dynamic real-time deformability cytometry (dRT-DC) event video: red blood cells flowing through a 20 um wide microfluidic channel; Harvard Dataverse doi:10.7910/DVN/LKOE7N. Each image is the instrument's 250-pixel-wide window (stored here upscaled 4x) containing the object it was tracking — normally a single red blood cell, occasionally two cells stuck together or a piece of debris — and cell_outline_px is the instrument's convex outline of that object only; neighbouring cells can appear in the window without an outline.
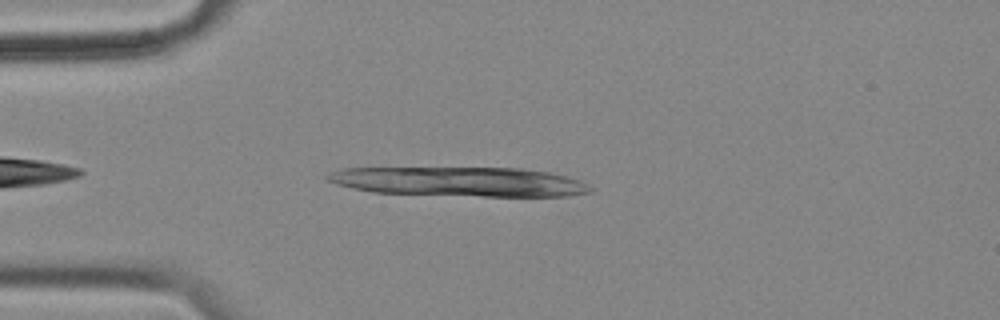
{"species": "common noctule bat (a hibernating species)", "species_latin": "Nyctalus noctula", "temperature_condition": "cold", "stored_images_in_passage": 6, "camera_frame_rate_fps": 3000, "um_per_image_px": 0.085, "animal": {"sex": "female", "body_mass_g": 18.4}, "frame": {"image": 1, "passage_image": 4, "time_ms": 1.0, "image_size_px": [1000, 320], "cell_outline_px": [[592, 192], [568, 196], [484, 196], [372, 192], [352, 188], [336, 184], [324, 180], [324, 176], [332, 172], [344, 168], [524, 168], [548, 172], [564, 176], [576, 180], [592, 188]], "centroid_in_image_um": [39.02, 15.44], "position_along_channel_um": 46.0, "area_um2": 44.74}}